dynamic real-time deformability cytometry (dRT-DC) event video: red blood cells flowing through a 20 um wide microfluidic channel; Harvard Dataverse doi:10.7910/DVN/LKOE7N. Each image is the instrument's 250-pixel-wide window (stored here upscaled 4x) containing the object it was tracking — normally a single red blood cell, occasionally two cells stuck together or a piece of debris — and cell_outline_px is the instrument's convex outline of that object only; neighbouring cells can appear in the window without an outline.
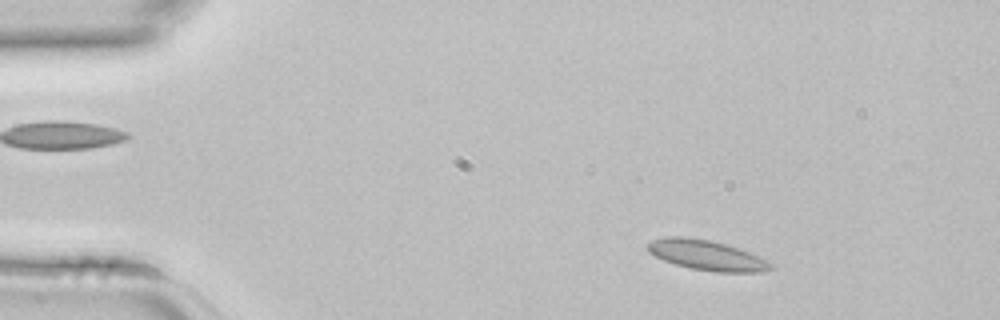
{"species": "common noctule bat (a hibernating species)", "species_latin": "Nyctalus noctula", "temperature_condition": "room temperature", "stored_images_in_passage": 3, "camera_frame_rate_fps": 3000, "um_per_image_px": 0.085, "animal": {"sex": "female", "body_mass_g": 22.7, "forearm_length_mm": 54.2}, "frame": {"image": 1, "passage_image": 2, "time_ms": 0.333, "image_size_px": [1000, 320], "cell_outline_px": [[776, 268], [764, 272], [716, 272], [692, 268], [676, 264], [664, 260], [648, 252], [648, 244], [652, 240], [664, 236], [684, 236], [708, 240], [728, 244], [768, 260]], "centroid_in_image_um": [60.1, 21.69], "position_along_channel_um": 24.9, "area_um2": 21.56}}